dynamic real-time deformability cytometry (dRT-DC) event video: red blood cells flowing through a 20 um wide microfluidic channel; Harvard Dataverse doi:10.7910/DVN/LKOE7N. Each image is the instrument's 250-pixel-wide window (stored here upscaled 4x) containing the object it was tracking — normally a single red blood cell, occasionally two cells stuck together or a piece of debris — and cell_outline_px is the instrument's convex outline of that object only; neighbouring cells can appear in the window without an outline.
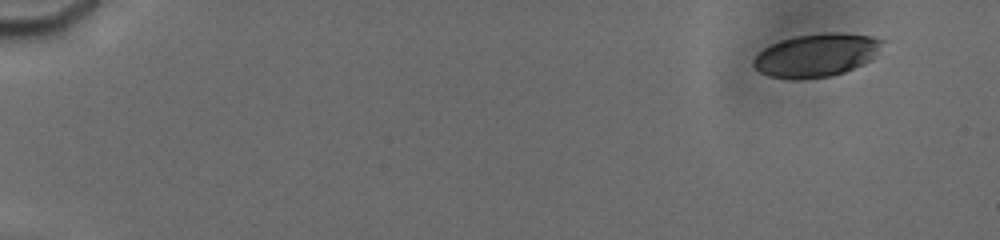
{"species": "human", "species_latin": "Homo sapiens", "temperature_condition": "cold", "stored_images_in_passage": 9, "camera_frame_rate_fps": 3000, "um_per_image_px": 0.085, "donor": {"sex": "male"}, "frame": {"image": 1, "passage_image": 2, "time_ms": 1.0, "image_size_px": [1000, 240], "cell_outline_px": [[884, 40], [872, 56], [868, 60], [844, 72], [832, 76], [768, 76], [760, 72], [752, 64], [752, 60], [764, 48], [772, 44], [796, 36], [828, 32], [836, 32], [868, 36]], "centroid_in_image_um": [69.36, 4.65], "position_along_channel_um": 15.6, "area_um2": 30.81}}
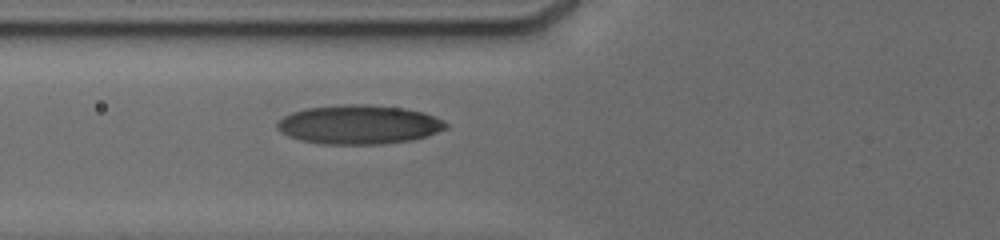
{"frame": {"image": 2, "passage_image": 9, "time_ms": 7.333, "image_size_px": [1000, 240], "cell_outline_px": [[448, 128], [428, 136], [412, 140], [384, 144], [320, 144], [300, 140], [288, 136], [276, 128], [276, 124], [284, 116], [292, 112], [304, 108], [348, 104], [364, 104], [404, 108], [424, 112], [444, 120], [448, 124]], "centroid_in_image_um": [30.53, 10.59], "position_along_channel_um": 95.3, "area_um2": 38.67}}